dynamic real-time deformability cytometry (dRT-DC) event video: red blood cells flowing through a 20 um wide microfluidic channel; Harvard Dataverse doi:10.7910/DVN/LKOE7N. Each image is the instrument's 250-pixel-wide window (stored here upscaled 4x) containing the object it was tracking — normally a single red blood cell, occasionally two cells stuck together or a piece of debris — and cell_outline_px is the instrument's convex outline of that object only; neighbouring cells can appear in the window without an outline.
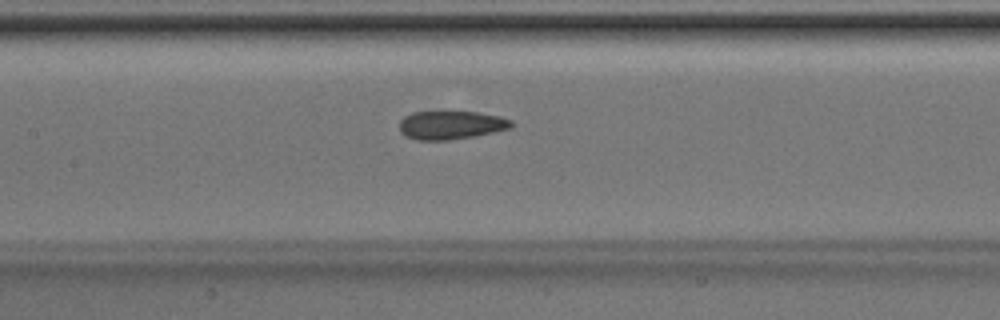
{"species": "Egyptian fruit bat (a non-hibernating species)", "species_latin": "Rousettus aegyptiacus", "temperature_condition": "room temperature", "stored_images_in_passage": 30, "camera_frame_rate_fps": 3000, "um_per_image_px": 0.085, "animal": {"sex": "male"}, "frame": {"image": 1, "passage_image": 13, "time_ms": 4.0, "image_size_px": [1000, 320], "cell_outline_px": [[516, 124], [512, 128], [476, 136], [448, 140], [416, 140], [404, 136], [400, 132], [400, 120], [404, 116], [412, 112], [476, 112], [500, 116], [512, 120]], "centroid_in_image_um": [38.36, 10.64], "position_along_channel_um": 169.0, "area_um2": 18.79}}
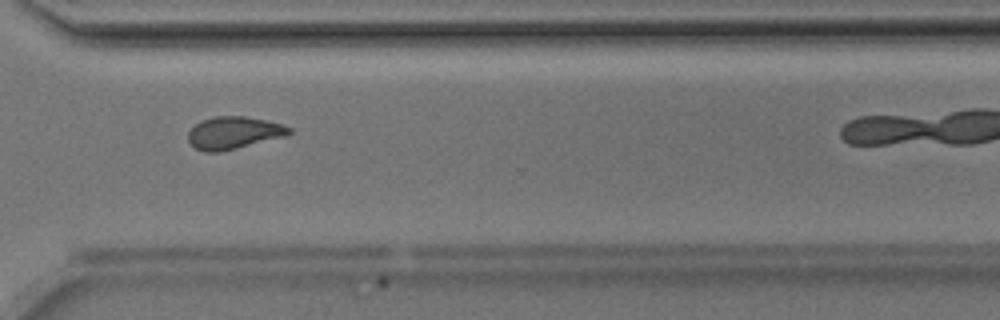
{"frame": {"image": 2, "passage_image": 26, "time_ms": 8.333, "image_size_px": [1000, 320], "cell_outline_px": [[292, 132], [284, 136], [220, 152], [204, 152], [196, 148], [188, 140], [188, 132], [200, 120], [216, 116], [244, 116], [284, 124], [292, 128]], "centroid_in_image_um": [19.86, 11.28], "position_along_channel_um": 350.7, "area_um2": 18.9}}